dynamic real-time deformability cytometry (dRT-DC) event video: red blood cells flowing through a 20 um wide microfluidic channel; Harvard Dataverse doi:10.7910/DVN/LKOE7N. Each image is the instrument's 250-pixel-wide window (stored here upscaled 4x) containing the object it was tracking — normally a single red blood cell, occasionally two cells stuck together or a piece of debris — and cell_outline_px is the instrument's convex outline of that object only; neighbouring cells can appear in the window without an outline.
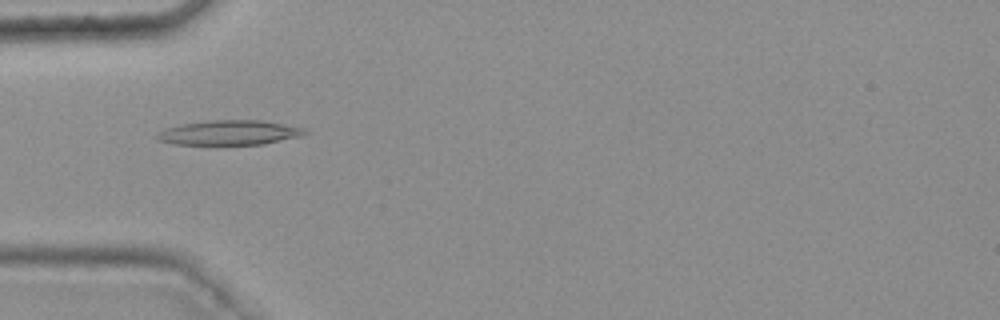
{"species": "common noctule bat (a hibernating species)", "species_latin": "Nyctalus noctula", "temperature_condition": "warm", "stored_images_in_passage": 49, "camera_frame_rate_fps": 3000, "um_per_image_px": 0.085, "animal": {"sex": "female", "body_mass_g": 25.1}, "frame": {"image": 1, "passage_image": 17, "time_ms": 5.333, "image_size_px": [1000, 320], "cell_outline_px": [[308, 132], [304, 136], [264, 144], [172, 144], [156, 140], [156, 132], [164, 128], [180, 124], [208, 120], [260, 120], [304, 128]], "centroid_in_image_um": [19.46, 11.27], "position_along_channel_um": 65.5, "area_um2": 21.44}}
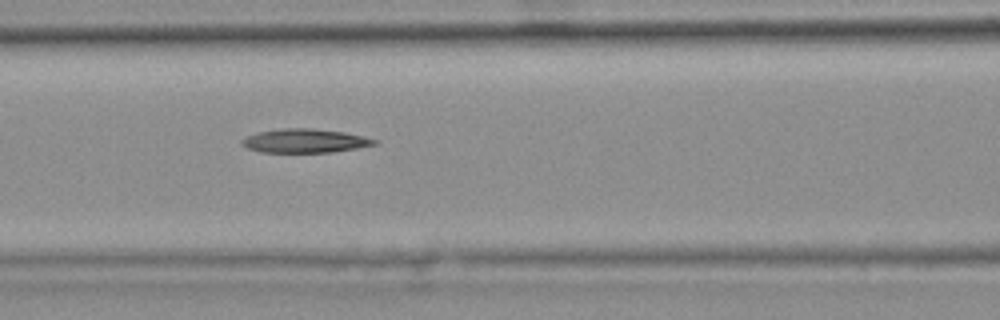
{"frame": {"image": 2, "passage_image": 23, "time_ms": 7.333, "image_size_px": [1000, 320], "cell_outline_px": [[380, 140], [376, 144], [356, 148], [332, 152], [260, 152], [248, 148], [240, 144], [240, 140], [244, 136], [260, 132], [280, 128], [312, 128], [344, 132], [364, 136]], "centroid_in_image_um": [25.9, 11.96], "position_along_channel_um": 140.7, "area_um2": 18.5}}
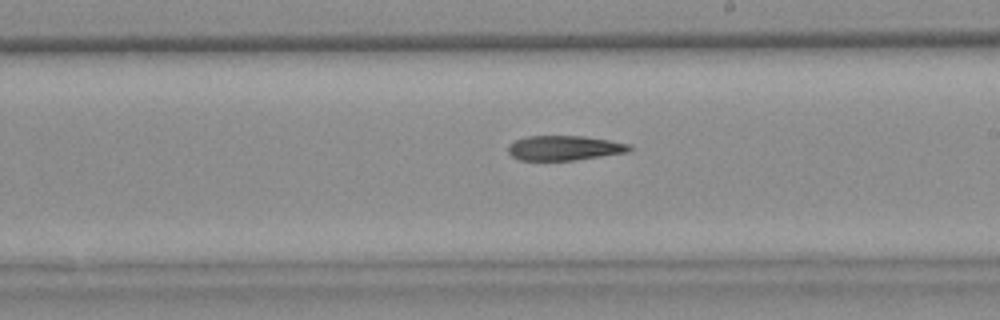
{"frame": {"image": 3, "passage_image": 31, "time_ms": 10.0, "image_size_px": [1000, 320], "cell_outline_px": [[632, 148], [628, 152], [572, 160], [520, 160], [512, 156], [508, 152], [508, 144], [516, 140], [528, 136], [584, 136], [632, 144]], "centroid_in_image_um": [47.97, 12.57], "position_along_channel_um": 241.0, "area_um2": 17.4}}